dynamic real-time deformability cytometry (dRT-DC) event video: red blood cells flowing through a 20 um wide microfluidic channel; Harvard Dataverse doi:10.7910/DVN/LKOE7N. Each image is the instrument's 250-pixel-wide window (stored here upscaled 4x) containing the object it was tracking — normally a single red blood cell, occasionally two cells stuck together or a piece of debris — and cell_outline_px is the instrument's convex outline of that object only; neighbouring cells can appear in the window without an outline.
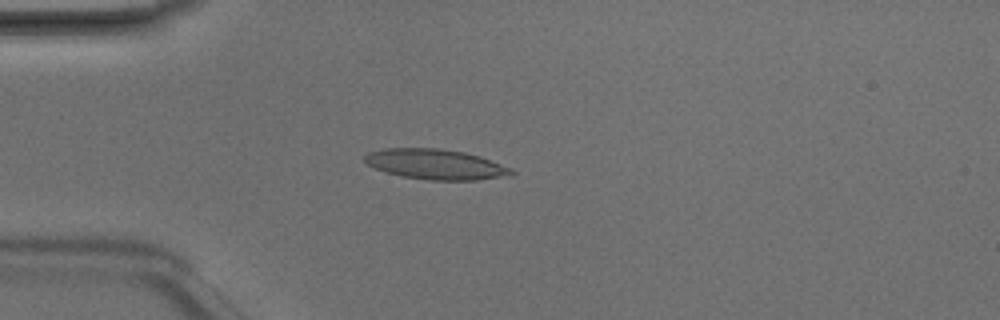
{"species": "Egyptian fruit bat (a non-hibernating species)", "species_latin": "Rousettus aegyptiacus", "temperature_condition": "room temperature", "stored_images_in_passage": 3, "camera_frame_rate_fps": 3000, "um_per_image_px": 0.085, "animal": {"sex": "male"}, "frame": {"image": 1, "passage_image": 2, "time_ms": 0.333, "image_size_px": [1000, 320], "cell_outline_px": [[516, 172], [512, 176], [476, 180], [432, 180], [400, 176], [376, 168], [368, 164], [364, 160], [364, 156], [368, 152], [384, 148], [440, 148], [464, 152], [480, 156], [512, 168]], "centroid_in_image_um": [37.08, 13.96], "position_along_channel_um": 47.9, "area_um2": 25.95}}